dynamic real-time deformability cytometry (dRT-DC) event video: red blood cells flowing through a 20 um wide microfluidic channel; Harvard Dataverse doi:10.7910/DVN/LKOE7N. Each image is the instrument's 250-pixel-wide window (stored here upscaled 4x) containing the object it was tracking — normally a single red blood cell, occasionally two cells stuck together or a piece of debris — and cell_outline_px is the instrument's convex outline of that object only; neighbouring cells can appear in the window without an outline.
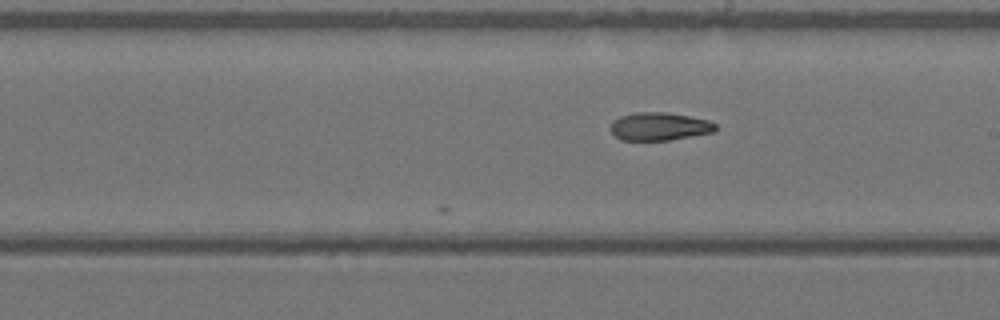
{"species": "Egyptian fruit bat (a non-hibernating species)", "species_latin": "Rousettus aegyptiacus", "temperature_condition": "warm", "stored_images_in_passage": 24, "camera_frame_rate_fps": 3000, "um_per_image_px": 0.085, "animal": {"sex": "female"}, "frame": {"image": 1, "passage_image": 24, "time_ms": 7.667, "image_size_px": [1000, 320], "cell_outline_px": [[716, 132], [668, 140], [620, 140], [608, 128], [612, 120], [620, 116], [636, 112], [668, 112], [708, 120], [716, 124]], "centroid_in_image_um": [56.02, 10.74], "position_along_channel_um": 233.0, "area_um2": 17.28}}